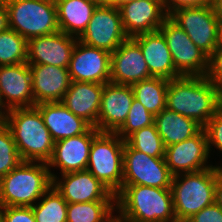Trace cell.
Listing matches in <instances>:
<instances>
[{"instance_id":"cell-1","label":"cell","mask_w":222,"mask_h":222,"mask_svg":"<svg viewBox=\"0 0 222 222\" xmlns=\"http://www.w3.org/2000/svg\"><path fill=\"white\" fill-rule=\"evenodd\" d=\"M222 107V91L206 76H181L169 80L166 108L194 119L204 127Z\"/></svg>"},{"instance_id":"cell-2","label":"cell","mask_w":222,"mask_h":222,"mask_svg":"<svg viewBox=\"0 0 222 222\" xmlns=\"http://www.w3.org/2000/svg\"><path fill=\"white\" fill-rule=\"evenodd\" d=\"M115 206L128 222H177L170 188L122 186L115 195Z\"/></svg>"},{"instance_id":"cell-3","label":"cell","mask_w":222,"mask_h":222,"mask_svg":"<svg viewBox=\"0 0 222 222\" xmlns=\"http://www.w3.org/2000/svg\"><path fill=\"white\" fill-rule=\"evenodd\" d=\"M5 124L22 161L47 163L50 160L55 141L36 106L8 110Z\"/></svg>"},{"instance_id":"cell-4","label":"cell","mask_w":222,"mask_h":222,"mask_svg":"<svg viewBox=\"0 0 222 222\" xmlns=\"http://www.w3.org/2000/svg\"><path fill=\"white\" fill-rule=\"evenodd\" d=\"M51 186L47 163L22 161L0 179V205L31 207Z\"/></svg>"},{"instance_id":"cell-5","label":"cell","mask_w":222,"mask_h":222,"mask_svg":"<svg viewBox=\"0 0 222 222\" xmlns=\"http://www.w3.org/2000/svg\"><path fill=\"white\" fill-rule=\"evenodd\" d=\"M216 180L217 165L202 171L173 176L170 189L177 222H186L214 203Z\"/></svg>"},{"instance_id":"cell-6","label":"cell","mask_w":222,"mask_h":222,"mask_svg":"<svg viewBox=\"0 0 222 222\" xmlns=\"http://www.w3.org/2000/svg\"><path fill=\"white\" fill-rule=\"evenodd\" d=\"M124 145L115 132H99L90 148L87 170L114 195L123 183Z\"/></svg>"},{"instance_id":"cell-7","label":"cell","mask_w":222,"mask_h":222,"mask_svg":"<svg viewBox=\"0 0 222 222\" xmlns=\"http://www.w3.org/2000/svg\"><path fill=\"white\" fill-rule=\"evenodd\" d=\"M9 28L26 40L59 31L55 0H4Z\"/></svg>"},{"instance_id":"cell-8","label":"cell","mask_w":222,"mask_h":222,"mask_svg":"<svg viewBox=\"0 0 222 222\" xmlns=\"http://www.w3.org/2000/svg\"><path fill=\"white\" fill-rule=\"evenodd\" d=\"M159 31L164 35L175 69L181 76H206L209 56L193 43L182 28L167 17Z\"/></svg>"},{"instance_id":"cell-9","label":"cell","mask_w":222,"mask_h":222,"mask_svg":"<svg viewBox=\"0 0 222 222\" xmlns=\"http://www.w3.org/2000/svg\"><path fill=\"white\" fill-rule=\"evenodd\" d=\"M168 17L209 57L217 48L218 18L214 5L182 7Z\"/></svg>"},{"instance_id":"cell-10","label":"cell","mask_w":222,"mask_h":222,"mask_svg":"<svg viewBox=\"0 0 222 222\" xmlns=\"http://www.w3.org/2000/svg\"><path fill=\"white\" fill-rule=\"evenodd\" d=\"M122 186L144 185L171 188L173 175L165 158H154L133 149L126 141L123 151Z\"/></svg>"},{"instance_id":"cell-11","label":"cell","mask_w":222,"mask_h":222,"mask_svg":"<svg viewBox=\"0 0 222 222\" xmlns=\"http://www.w3.org/2000/svg\"><path fill=\"white\" fill-rule=\"evenodd\" d=\"M129 37L126 35L118 8L99 4L86 30L78 38L86 45L114 52Z\"/></svg>"},{"instance_id":"cell-12","label":"cell","mask_w":222,"mask_h":222,"mask_svg":"<svg viewBox=\"0 0 222 222\" xmlns=\"http://www.w3.org/2000/svg\"><path fill=\"white\" fill-rule=\"evenodd\" d=\"M206 131L202 128L196 135L180 143L165 147V161L173 176L193 173L213 167L210 158Z\"/></svg>"},{"instance_id":"cell-13","label":"cell","mask_w":222,"mask_h":222,"mask_svg":"<svg viewBox=\"0 0 222 222\" xmlns=\"http://www.w3.org/2000/svg\"><path fill=\"white\" fill-rule=\"evenodd\" d=\"M71 81L110 82L111 53L77 40L68 65Z\"/></svg>"},{"instance_id":"cell-14","label":"cell","mask_w":222,"mask_h":222,"mask_svg":"<svg viewBox=\"0 0 222 222\" xmlns=\"http://www.w3.org/2000/svg\"><path fill=\"white\" fill-rule=\"evenodd\" d=\"M52 186L67 203L92 201H115V195L96 179L87 169L59 176L50 173Z\"/></svg>"},{"instance_id":"cell-15","label":"cell","mask_w":222,"mask_h":222,"mask_svg":"<svg viewBox=\"0 0 222 222\" xmlns=\"http://www.w3.org/2000/svg\"><path fill=\"white\" fill-rule=\"evenodd\" d=\"M78 38L62 31L27 40V63L68 68Z\"/></svg>"},{"instance_id":"cell-16","label":"cell","mask_w":222,"mask_h":222,"mask_svg":"<svg viewBox=\"0 0 222 222\" xmlns=\"http://www.w3.org/2000/svg\"><path fill=\"white\" fill-rule=\"evenodd\" d=\"M99 131L91 126L85 133L56 141L48 168H59L60 175L87 169L93 138Z\"/></svg>"},{"instance_id":"cell-17","label":"cell","mask_w":222,"mask_h":222,"mask_svg":"<svg viewBox=\"0 0 222 222\" xmlns=\"http://www.w3.org/2000/svg\"><path fill=\"white\" fill-rule=\"evenodd\" d=\"M134 99L131 85L104 84L97 120L99 132H116L126 121Z\"/></svg>"},{"instance_id":"cell-18","label":"cell","mask_w":222,"mask_h":222,"mask_svg":"<svg viewBox=\"0 0 222 222\" xmlns=\"http://www.w3.org/2000/svg\"><path fill=\"white\" fill-rule=\"evenodd\" d=\"M124 31L129 38L160 29L168 17L163 0H137L119 8Z\"/></svg>"},{"instance_id":"cell-19","label":"cell","mask_w":222,"mask_h":222,"mask_svg":"<svg viewBox=\"0 0 222 222\" xmlns=\"http://www.w3.org/2000/svg\"><path fill=\"white\" fill-rule=\"evenodd\" d=\"M0 97L8 110L35 106L31 71L27 62L0 66Z\"/></svg>"},{"instance_id":"cell-20","label":"cell","mask_w":222,"mask_h":222,"mask_svg":"<svg viewBox=\"0 0 222 222\" xmlns=\"http://www.w3.org/2000/svg\"><path fill=\"white\" fill-rule=\"evenodd\" d=\"M152 78L140 46L132 39L125 40L111 53L110 82L132 85Z\"/></svg>"},{"instance_id":"cell-21","label":"cell","mask_w":222,"mask_h":222,"mask_svg":"<svg viewBox=\"0 0 222 222\" xmlns=\"http://www.w3.org/2000/svg\"><path fill=\"white\" fill-rule=\"evenodd\" d=\"M35 105L61 102L70 87L68 68L44 64H29Z\"/></svg>"},{"instance_id":"cell-22","label":"cell","mask_w":222,"mask_h":222,"mask_svg":"<svg viewBox=\"0 0 222 222\" xmlns=\"http://www.w3.org/2000/svg\"><path fill=\"white\" fill-rule=\"evenodd\" d=\"M132 39L140 46L152 77L168 80L181 77L175 69L164 35L159 30L140 34Z\"/></svg>"},{"instance_id":"cell-23","label":"cell","mask_w":222,"mask_h":222,"mask_svg":"<svg viewBox=\"0 0 222 222\" xmlns=\"http://www.w3.org/2000/svg\"><path fill=\"white\" fill-rule=\"evenodd\" d=\"M104 84L71 81L61 103L97 129Z\"/></svg>"},{"instance_id":"cell-24","label":"cell","mask_w":222,"mask_h":222,"mask_svg":"<svg viewBox=\"0 0 222 222\" xmlns=\"http://www.w3.org/2000/svg\"><path fill=\"white\" fill-rule=\"evenodd\" d=\"M35 106L39 109L43 122L55 142L81 135L91 127L61 102H43Z\"/></svg>"},{"instance_id":"cell-25","label":"cell","mask_w":222,"mask_h":222,"mask_svg":"<svg viewBox=\"0 0 222 222\" xmlns=\"http://www.w3.org/2000/svg\"><path fill=\"white\" fill-rule=\"evenodd\" d=\"M59 30L79 38L86 30L94 10L95 0H55Z\"/></svg>"},{"instance_id":"cell-26","label":"cell","mask_w":222,"mask_h":222,"mask_svg":"<svg viewBox=\"0 0 222 222\" xmlns=\"http://www.w3.org/2000/svg\"><path fill=\"white\" fill-rule=\"evenodd\" d=\"M154 123L165 147L189 139L203 128L194 119L168 108L155 116Z\"/></svg>"},{"instance_id":"cell-27","label":"cell","mask_w":222,"mask_h":222,"mask_svg":"<svg viewBox=\"0 0 222 222\" xmlns=\"http://www.w3.org/2000/svg\"><path fill=\"white\" fill-rule=\"evenodd\" d=\"M169 80L152 77L131 85L134 98L139 101L149 113L156 116L166 108V92Z\"/></svg>"},{"instance_id":"cell-28","label":"cell","mask_w":222,"mask_h":222,"mask_svg":"<svg viewBox=\"0 0 222 222\" xmlns=\"http://www.w3.org/2000/svg\"><path fill=\"white\" fill-rule=\"evenodd\" d=\"M32 207L36 222H67V201L51 186Z\"/></svg>"},{"instance_id":"cell-29","label":"cell","mask_w":222,"mask_h":222,"mask_svg":"<svg viewBox=\"0 0 222 222\" xmlns=\"http://www.w3.org/2000/svg\"><path fill=\"white\" fill-rule=\"evenodd\" d=\"M116 212L115 201L68 203L67 222H106Z\"/></svg>"},{"instance_id":"cell-30","label":"cell","mask_w":222,"mask_h":222,"mask_svg":"<svg viewBox=\"0 0 222 222\" xmlns=\"http://www.w3.org/2000/svg\"><path fill=\"white\" fill-rule=\"evenodd\" d=\"M27 62V40L13 29L0 32V66Z\"/></svg>"},{"instance_id":"cell-31","label":"cell","mask_w":222,"mask_h":222,"mask_svg":"<svg viewBox=\"0 0 222 222\" xmlns=\"http://www.w3.org/2000/svg\"><path fill=\"white\" fill-rule=\"evenodd\" d=\"M133 149L154 158L165 157V146L155 123L132 133L125 140Z\"/></svg>"},{"instance_id":"cell-32","label":"cell","mask_w":222,"mask_h":222,"mask_svg":"<svg viewBox=\"0 0 222 222\" xmlns=\"http://www.w3.org/2000/svg\"><path fill=\"white\" fill-rule=\"evenodd\" d=\"M22 162L16 143L6 124L0 125V179Z\"/></svg>"},{"instance_id":"cell-33","label":"cell","mask_w":222,"mask_h":222,"mask_svg":"<svg viewBox=\"0 0 222 222\" xmlns=\"http://www.w3.org/2000/svg\"><path fill=\"white\" fill-rule=\"evenodd\" d=\"M154 121L155 116L134 98L126 121L115 133L126 140L135 131L154 124Z\"/></svg>"},{"instance_id":"cell-34","label":"cell","mask_w":222,"mask_h":222,"mask_svg":"<svg viewBox=\"0 0 222 222\" xmlns=\"http://www.w3.org/2000/svg\"><path fill=\"white\" fill-rule=\"evenodd\" d=\"M203 128L206 131L209 152L214 146L222 153V107Z\"/></svg>"},{"instance_id":"cell-35","label":"cell","mask_w":222,"mask_h":222,"mask_svg":"<svg viewBox=\"0 0 222 222\" xmlns=\"http://www.w3.org/2000/svg\"><path fill=\"white\" fill-rule=\"evenodd\" d=\"M206 77L222 91V47H217L209 57Z\"/></svg>"},{"instance_id":"cell-36","label":"cell","mask_w":222,"mask_h":222,"mask_svg":"<svg viewBox=\"0 0 222 222\" xmlns=\"http://www.w3.org/2000/svg\"><path fill=\"white\" fill-rule=\"evenodd\" d=\"M4 222H36L32 207L7 206L4 207Z\"/></svg>"},{"instance_id":"cell-37","label":"cell","mask_w":222,"mask_h":222,"mask_svg":"<svg viewBox=\"0 0 222 222\" xmlns=\"http://www.w3.org/2000/svg\"><path fill=\"white\" fill-rule=\"evenodd\" d=\"M186 222H222V208L214 202L194 214Z\"/></svg>"},{"instance_id":"cell-38","label":"cell","mask_w":222,"mask_h":222,"mask_svg":"<svg viewBox=\"0 0 222 222\" xmlns=\"http://www.w3.org/2000/svg\"><path fill=\"white\" fill-rule=\"evenodd\" d=\"M167 14L182 7L213 5L214 0H163Z\"/></svg>"},{"instance_id":"cell-39","label":"cell","mask_w":222,"mask_h":222,"mask_svg":"<svg viewBox=\"0 0 222 222\" xmlns=\"http://www.w3.org/2000/svg\"><path fill=\"white\" fill-rule=\"evenodd\" d=\"M214 202L222 208V165L217 166V180L215 185Z\"/></svg>"},{"instance_id":"cell-40","label":"cell","mask_w":222,"mask_h":222,"mask_svg":"<svg viewBox=\"0 0 222 222\" xmlns=\"http://www.w3.org/2000/svg\"><path fill=\"white\" fill-rule=\"evenodd\" d=\"M9 28L8 10L4 0H0V32Z\"/></svg>"},{"instance_id":"cell-41","label":"cell","mask_w":222,"mask_h":222,"mask_svg":"<svg viewBox=\"0 0 222 222\" xmlns=\"http://www.w3.org/2000/svg\"><path fill=\"white\" fill-rule=\"evenodd\" d=\"M132 1H137V0H109L105 5L112 6L119 9L121 6L127 3H130Z\"/></svg>"},{"instance_id":"cell-42","label":"cell","mask_w":222,"mask_h":222,"mask_svg":"<svg viewBox=\"0 0 222 222\" xmlns=\"http://www.w3.org/2000/svg\"><path fill=\"white\" fill-rule=\"evenodd\" d=\"M7 115H8V109L4 106L0 97V125L6 123Z\"/></svg>"},{"instance_id":"cell-43","label":"cell","mask_w":222,"mask_h":222,"mask_svg":"<svg viewBox=\"0 0 222 222\" xmlns=\"http://www.w3.org/2000/svg\"><path fill=\"white\" fill-rule=\"evenodd\" d=\"M213 5L217 14L218 23H222V0H214Z\"/></svg>"},{"instance_id":"cell-44","label":"cell","mask_w":222,"mask_h":222,"mask_svg":"<svg viewBox=\"0 0 222 222\" xmlns=\"http://www.w3.org/2000/svg\"><path fill=\"white\" fill-rule=\"evenodd\" d=\"M217 47H222V23H218Z\"/></svg>"},{"instance_id":"cell-45","label":"cell","mask_w":222,"mask_h":222,"mask_svg":"<svg viewBox=\"0 0 222 222\" xmlns=\"http://www.w3.org/2000/svg\"><path fill=\"white\" fill-rule=\"evenodd\" d=\"M106 222H128V221L116 214V216L112 215Z\"/></svg>"},{"instance_id":"cell-46","label":"cell","mask_w":222,"mask_h":222,"mask_svg":"<svg viewBox=\"0 0 222 222\" xmlns=\"http://www.w3.org/2000/svg\"><path fill=\"white\" fill-rule=\"evenodd\" d=\"M0 222H4V206L0 205Z\"/></svg>"},{"instance_id":"cell-47","label":"cell","mask_w":222,"mask_h":222,"mask_svg":"<svg viewBox=\"0 0 222 222\" xmlns=\"http://www.w3.org/2000/svg\"><path fill=\"white\" fill-rule=\"evenodd\" d=\"M98 4H106L109 0H95Z\"/></svg>"}]
</instances>
